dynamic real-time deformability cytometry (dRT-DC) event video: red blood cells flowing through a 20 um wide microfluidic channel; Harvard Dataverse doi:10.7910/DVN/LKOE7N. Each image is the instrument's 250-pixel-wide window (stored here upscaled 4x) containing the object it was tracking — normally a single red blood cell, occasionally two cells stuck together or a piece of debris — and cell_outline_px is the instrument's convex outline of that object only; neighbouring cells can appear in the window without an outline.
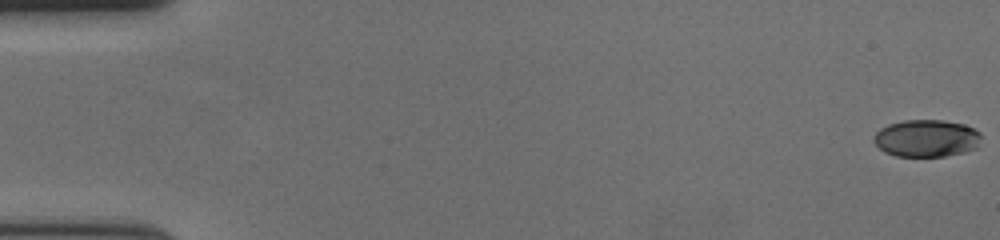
{"species": "human", "species_latin": "Homo sapiens", "temperature_condition": "cold", "stored_images_in_passage": 59, "camera_frame_rate_fps": 3000, "um_per_image_px": 0.085, "donor": {"sex": "female"}, "frame": {"image": 1, "passage_image": 1, "time_ms": 0.0, "image_size_px": [1000, 240], "cell_outline_px": [[980, 136], [976, 148], [964, 152], [944, 156], [896, 156], [884, 152], [872, 140], [876, 132], [880, 128], [888, 124], [904, 120], [944, 120], [964, 124], [980, 132]], "centroid_in_image_um": [78.72, 11.75], "position_along_channel_um": 6.3, "area_um2": 23.29}}
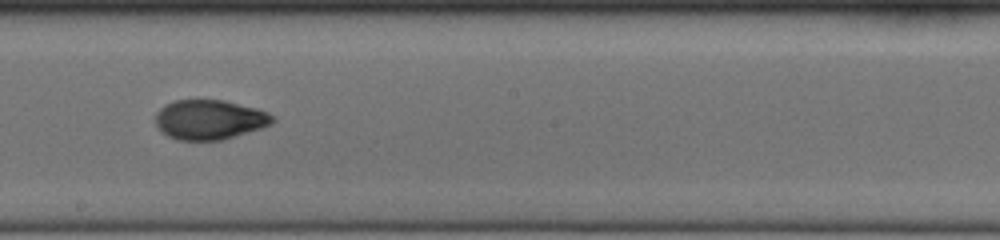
{"frame": {"image": 2, "passage_image": 34, "time_ms": 11.0, "image_size_px": [1000, 240], "cell_outline_px": [[276, 120], [272, 124], [260, 128], [220, 140], [176, 140], [168, 136], [156, 124], [156, 112], [164, 104], [176, 100], [224, 100], [256, 108], [268, 112]], "centroid_in_image_um": [17.8, 10.16], "position_along_channel_um": 230.4, "area_um2": 26.88}}
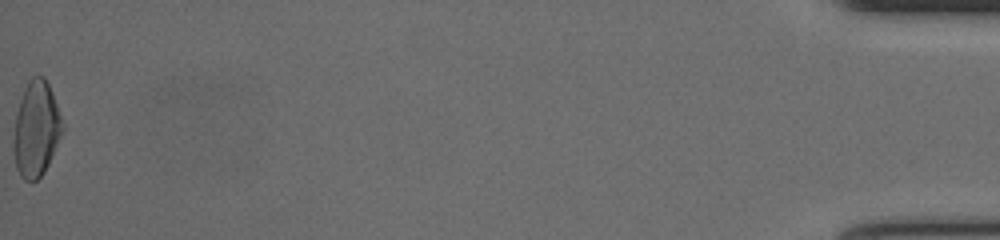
{"frame": {"image": 3, "passage_image": 59, "time_ms": 19.333, "image_size_px": [1000, 240], "cell_outline_px": [[64, 128], [48, 164], [44, 172], [36, 180], [24, 180], [20, 176], [16, 168], [12, 152], [12, 144], [16, 112], [24, 88], [28, 80], [32, 76], [44, 76], [48, 84], [64, 124]], "centroid_in_image_um": [3.04, 10.98], "position_along_channel_um": 432.2, "area_um2": 27.17}, "authors_computed_cell_mechanics": {"area_um2": 26.5302, "velocity_mm_per_s": 3.6715, "shape_relaxation_time_tau1_ms": 4.5787, "shape_relaxation_time_tau2_ms": 1.866, "deformation_change_tau1": 0.1735, "deformation_change_tau2": 0.0522}}